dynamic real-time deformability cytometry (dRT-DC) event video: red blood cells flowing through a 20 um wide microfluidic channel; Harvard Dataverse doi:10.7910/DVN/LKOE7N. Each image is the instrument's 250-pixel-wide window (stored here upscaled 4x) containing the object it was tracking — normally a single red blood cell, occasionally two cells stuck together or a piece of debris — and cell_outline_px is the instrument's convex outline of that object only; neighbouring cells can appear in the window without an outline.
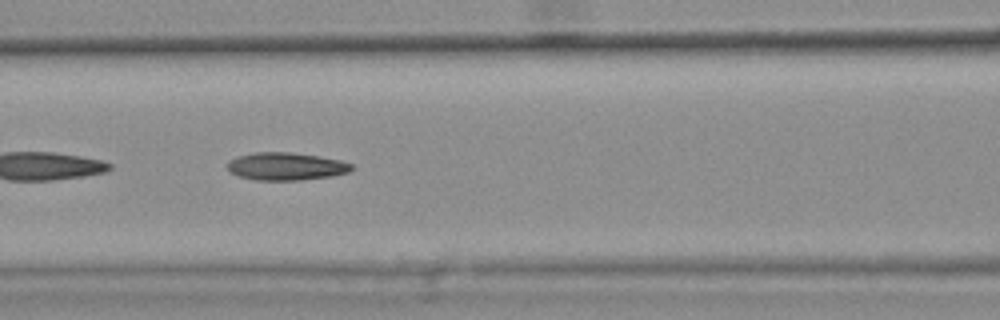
{"species": "common noctule bat (a hibernating species)", "species_latin": "Nyctalus noctula", "temperature_condition": "warm", "stored_images_in_passage": 35, "camera_frame_rate_fps": 3000, "um_per_image_px": 0.085, "animal": {"sex": "female", "body_mass_g": 25.1}, "frame": {"image": 1, "passage_image": 16, "time_ms": 5.0, "image_size_px": [1000, 320], "cell_outline_px": [[352, 168], [348, 172], [332, 176], [300, 180], [256, 180], [240, 176], [232, 172], [228, 168], [228, 164], [232, 160], [240, 156], [256, 152], [288, 152], [320, 156], [340, 160], [352, 164]], "centroid_in_image_um": [24.36, 14.14], "position_along_channel_um": 142.2, "area_um2": 19.71}, "authors_computed_cell_mechanics": {"area_um2": 19.8832, "velocity_mm_per_s": 3.8079, "shape_relaxation_time_tau1_ms": null, "shape_relaxation_time_tau2_ms": 4.3369, "deformation_change_tau1": null, "deformation_change_tau2": 0.1383}}